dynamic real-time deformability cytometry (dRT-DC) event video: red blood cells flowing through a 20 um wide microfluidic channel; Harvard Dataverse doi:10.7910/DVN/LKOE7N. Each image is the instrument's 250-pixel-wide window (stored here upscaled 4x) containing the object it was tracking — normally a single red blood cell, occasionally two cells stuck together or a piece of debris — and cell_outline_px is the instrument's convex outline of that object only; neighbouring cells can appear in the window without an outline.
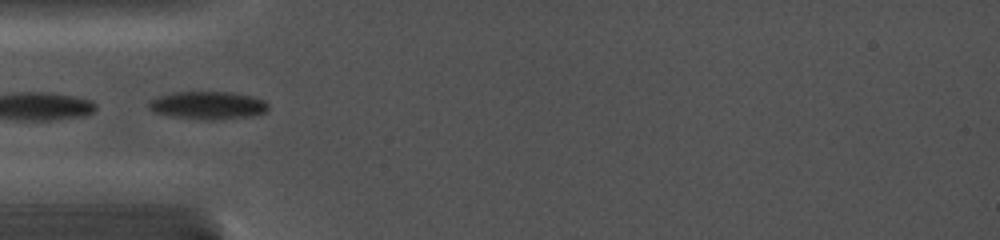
{"species": "common noctule bat (a hibernating species)", "species_latin": "Nyctalus noctula", "temperature_condition": "cold", "stored_images_in_passage": 17, "camera_frame_rate_fps": 5000, "um_per_image_px": 0.085, "animal": {"sex": "female", "body_mass_g": 19.0, "forearm_length_mm": 56.7}, "frame": {"image": 1, "passage_image": 1, "time_ms": 0.0, "image_size_px": [1000, 240], "cell_outline_px": [[268, 108], [264, 112], [248, 116], [212, 120], [208, 120], [172, 116], [152, 112], [148, 108], [148, 100], [172, 92], [232, 92], [252, 96], [264, 100], [268, 104]], "centroid_in_image_um": [17.62, 8.94], "position_along_channel_um": 67.4, "area_um2": 19.31}}